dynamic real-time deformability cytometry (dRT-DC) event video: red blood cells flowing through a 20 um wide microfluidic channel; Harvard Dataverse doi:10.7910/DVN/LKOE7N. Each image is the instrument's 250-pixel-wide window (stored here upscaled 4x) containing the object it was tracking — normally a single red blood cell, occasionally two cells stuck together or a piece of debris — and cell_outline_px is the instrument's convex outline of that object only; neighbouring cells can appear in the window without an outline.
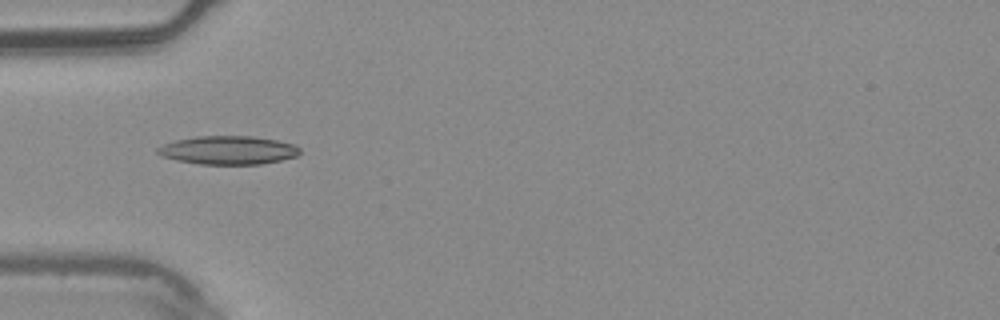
{"species": "common noctule bat (a hibernating species)", "species_latin": "Nyctalus noctula", "temperature_condition": "warm", "stored_images_in_passage": 5, "camera_frame_rate_fps": 3000, "um_per_image_px": 0.085, "animal": {"sex": "male", "body_mass_g": 20.4}, "frame": {"image": 1, "passage_image": 4, "time_ms": 1.0, "image_size_px": [1000, 320], "cell_outline_px": [[300, 152], [296, 156], [280, 160], [260, 164], [200, 164], [176, 160], [164, 156], [156, 152], [156, 148], [164, 144], [176, 140], [196, 136], [252, 136], [276, 140], [296, 144], [300, 148]], "centroid_in_image_um": [19.41, 12.76], "position_along_channel_um": 65.6, "area_um2": 23.52}}